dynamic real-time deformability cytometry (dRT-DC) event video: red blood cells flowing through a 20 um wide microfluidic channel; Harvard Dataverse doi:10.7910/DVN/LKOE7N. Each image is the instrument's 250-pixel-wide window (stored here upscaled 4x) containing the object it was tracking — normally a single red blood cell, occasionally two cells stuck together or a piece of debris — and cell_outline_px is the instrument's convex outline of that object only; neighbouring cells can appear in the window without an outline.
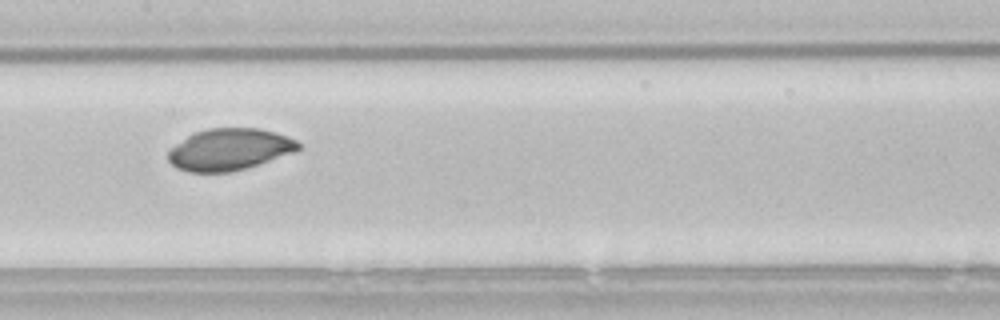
{"species": "common noctule bat (a hibernating species)", "species_latin": "Nyctalus noctula", "temperature_condition": "room temperature", "stored_images_in_passage": 22, "camera_frame_rate_fps": 3000, "um_per_image_px": 0.085, "animal": {"sex": "male", "body_mass_g": 21.5, "forearm_length_mm": 52.0}, "frame": {"image": 1, "passage_image": 10, "time_ms": 3.0, "image_size_px": [1000, 320], "cell_outline_px": [[300, 148], [296, 152], [244, 168], [228, 172], [188, 172], [176, 168], [168, 160], [168, 152], [176, 144], [188, 136], [196, 132], [208, 128], [256, 128], [272, 132], [296, 140], [300, 144]], "centroid_in_image_um": [19.48, 12.71], "position_along_channel_um": 187.9, "area_um2": 31.21}}